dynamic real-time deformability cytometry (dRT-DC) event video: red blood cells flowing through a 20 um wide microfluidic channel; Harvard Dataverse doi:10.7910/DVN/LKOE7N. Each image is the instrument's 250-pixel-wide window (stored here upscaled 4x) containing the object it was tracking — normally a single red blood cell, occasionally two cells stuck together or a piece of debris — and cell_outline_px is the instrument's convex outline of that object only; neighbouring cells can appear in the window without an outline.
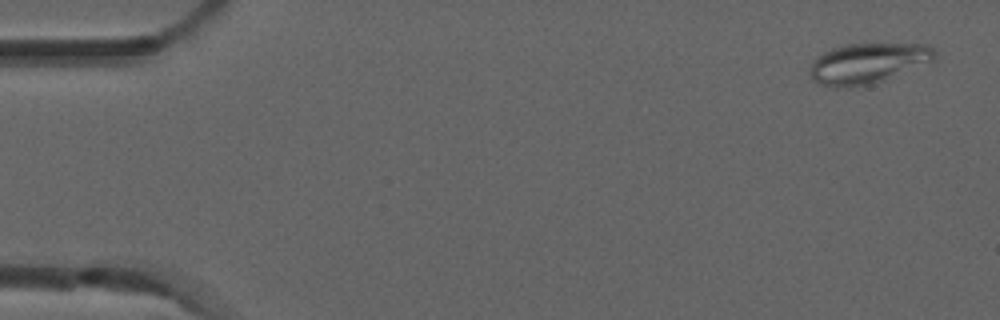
{"species": "common noctule bat (a hibernating species)", "species_latin": "Nyctalus noctula", "temperature_condition": "room temperature", "stored_images_in_passage": 4, "camera_frame_rate_fps": 3000, "um_per_image_px": 0.085, "animal": {"sex": "male", "forearm_length_mm": 52.5}, "frame": {"image": 1, "passage_image": 1, "time_ms": 0.0, "image_size_px": [1000, 320], "cell_outline_px": [[936, 56], [932, 60], [884, 80], [872, 84], [848, 88], [832, 88], [820, 84], [812, 80], [808, 76], [812, 60], [816, 56], [832, 48], [844, 44], [928, 44], [936, 52]], "centroid_in_image_um": [73.67, 5.39], "position_along_channel_um": 11.3, "area_um2": 29.48}}